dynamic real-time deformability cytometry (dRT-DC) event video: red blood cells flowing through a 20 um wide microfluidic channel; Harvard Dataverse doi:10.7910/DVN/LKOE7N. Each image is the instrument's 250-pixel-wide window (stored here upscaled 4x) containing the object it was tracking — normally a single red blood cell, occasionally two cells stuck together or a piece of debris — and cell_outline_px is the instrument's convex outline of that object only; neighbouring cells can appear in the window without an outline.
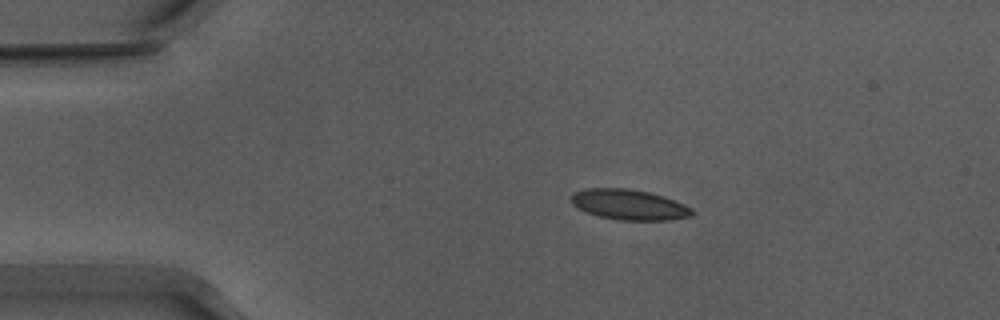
{"species": "Egyptian fruit bat (a non-hibernating species)", "species_latin": "Rousettus aegyptiacus", "temperature_condition": "warm", "stored_images_in_passage": 44, "camera_frame_rate_fps": 3000, "um_per_image_px": 0.085, "animal": {"sex": "male"}, "frame": {"image": 1, "passage_image": 1, "time_ms": 0.0, "image_size_px": [1000, 320], "cell_outline_px": [[692, 216], [668, 220], [620, 220], [600, 216], [584, 212], [572, 204], [572, 192], [588, 188], [628, 188], [648, 192], [684, 204], [692, 208]], "centroid_in_image_um": [53.43, 17.39], "position_along_channel_um": 31.6, "area_um2": 21.21}}
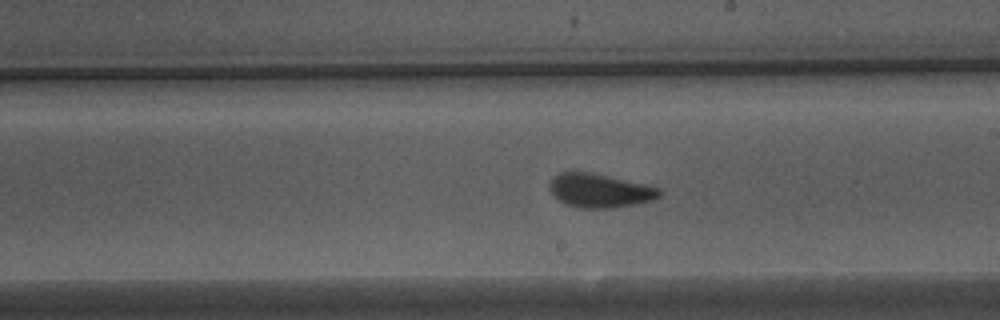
{"frame": {"image": 2, "passage_image": 21, "time_ms": 6.667, "image_size_px": [1000, 320], "cell_outline_px": [[664, 192], [660, 196], [652, 200], [636, 204], [608, 208], [580, 208], [564, 204], [552, 192], [548, 184], [552, 176], [560, 172], [592, 172], [660, 188]], "centroid_in_image_um": [50.97, 16.19], "position_along_channel_um": 238.0, "area_um2": 21.62}}
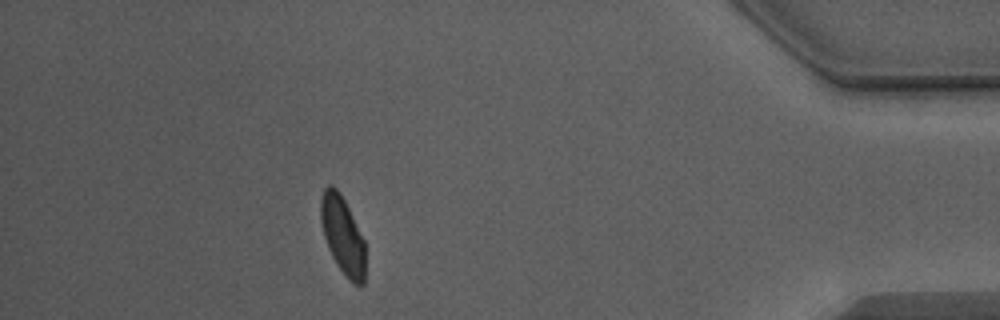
{"frame": {"image": 3, "passage_image": 38, "time_ms": 12.333, "image_size_px": [1000, 320], "cell_outline_px": [[364, 284], [360, 288], [352, 284], [348, 280], [332, 256], [328, 248], [324, 236], [320, 220], [320, 200], [324, 188], [328, 184], [332, 184], [340, 192], [364, 240]], "centroid_in_image_um": [29.11, 20.01], "position_along_channel_um": 406.1, "area_um2": 20.17}, "authors_computed_cell_mechanics": {"area_um2": 21.4149, "velocity_mm_per_s": 3.8729, "shape_relaxation_time_tau1_ms": 3.859, "shape_relaxation_time_tau2_ms": 1.0382, "deformation_change_tau1": 0.1191, "deformation_change_tau2": 0.0642}}